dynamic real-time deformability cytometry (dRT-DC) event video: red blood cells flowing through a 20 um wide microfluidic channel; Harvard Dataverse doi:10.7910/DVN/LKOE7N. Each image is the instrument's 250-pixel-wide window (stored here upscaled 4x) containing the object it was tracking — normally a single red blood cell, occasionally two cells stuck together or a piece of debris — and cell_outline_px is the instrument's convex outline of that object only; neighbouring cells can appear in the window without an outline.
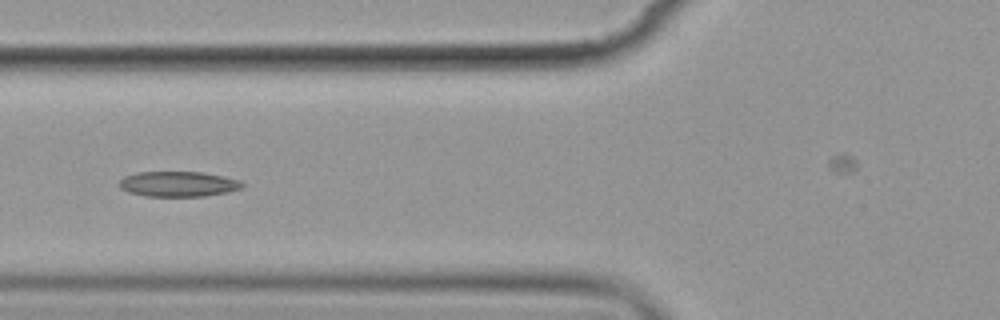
{"species": "common noctule bat (a hibernating species)", "species_latin": "Nyctalus noctula", "temperature_condition": "cold", "stored_images_in_passage": 6, "camera_frame_rate_fps": 3000, "um_per_image_px": 0.085, "animal": {"sex": "female", "body_mass_g": 19.9}, "frame": {"image": 1, "passage_image": 4, "time_ms": 3.667, "image_size_px": [1000, 320], "cell_outline_px": [[244, 184], [240, 188], [228, 192], [204, 196], [148, 196], [128, 192], [120, 188], [116, 184], [124, 176], [136, 172], [200, 172], [240, 180]], "centroid_in_image_um": [15.09, 15.64], "position_along_channel_um": 110.7, "area_um2": 18.03}}
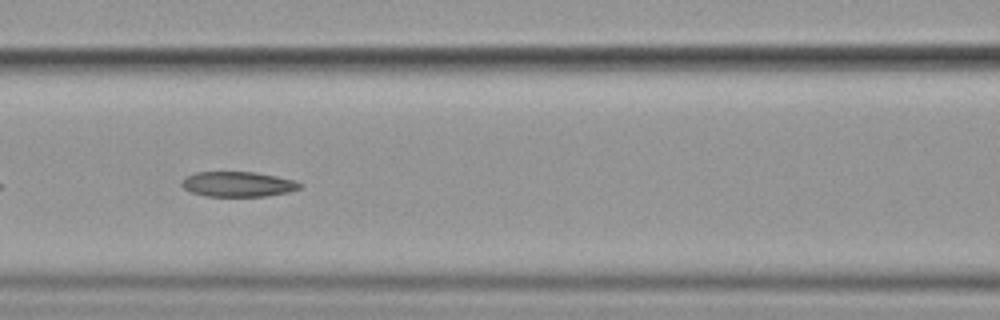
{"frame": {"image": 2, "passage_image": 5, "time_ms": 4.667, "image_size_px": [1000, 320], "cell_outline_px": [[304, 184], [300, 188], [288, 192], [264, 196], [208, 196], [192, 192], [184, 188], [180, 184], [184, 176], [196, 172], [256, 172], [276, 176], [292, 180]], "centroid_in_image_um": [20.2, 15.64], "position_along_channel_um": 146.4, "area_um2": 17.22}}
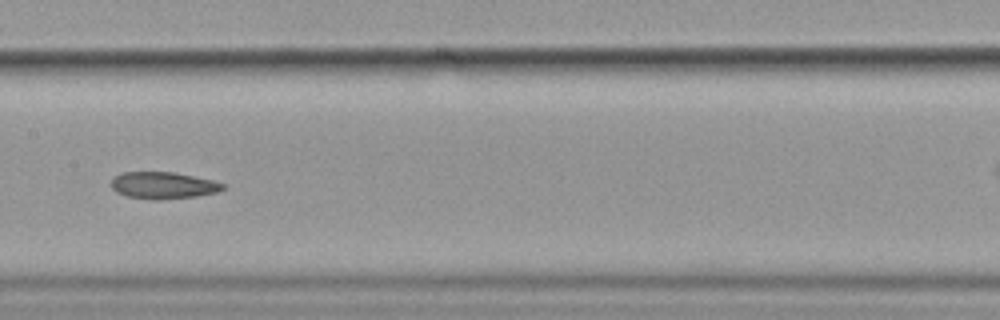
{"frame": {"image": 3, "passage_image": 6, "time_ms": 6.0, "image_size_px": [1000, 320], "cell_outline_px": [[224, 188], [216, 192], [196, 196], [160, 200], [152, 200], [128, 196], [116, 192], [112, 188], [112, 180], [116, 176], [124, 172], [172, 172], [212, 180], [224, 184]], "centroid_in_image_um": [13.86, 15.76], "position_along_channel_um": 193.5, "area_um2": 17.22}}